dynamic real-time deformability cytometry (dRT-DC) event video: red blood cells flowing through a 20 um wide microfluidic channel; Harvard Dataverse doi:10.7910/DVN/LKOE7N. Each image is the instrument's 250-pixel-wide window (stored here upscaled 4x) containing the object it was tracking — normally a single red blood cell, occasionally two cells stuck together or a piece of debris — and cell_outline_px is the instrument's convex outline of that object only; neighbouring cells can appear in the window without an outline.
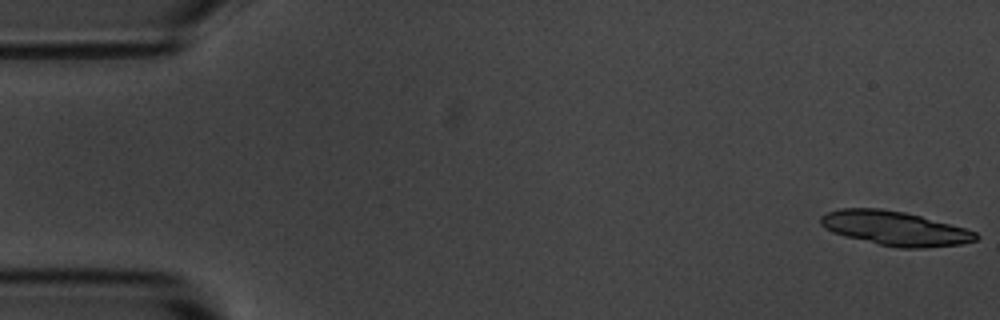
{"species": "common noctule bat (a hibernating species)", "species_latin": "Nyctalus noctula", "temperature_condition": "room temperature", "stored_images_in_passage": 56, "camera_frame_rate_fps": 3000, "um_per_image_px": 0.085, "animal": {"sex": "male", "body_mass_g": 20.1, "forearm_length_mm": 53.5}, "frame": {"image": 1, "passage_image": 1, "time_ms": 0.0, "image_size_px": [1000, 320], "cell_outline_px": [[980, 236], [976, 240], [960, 244], [924, 248], [900, 248], [880, 244], [844, 236], [832, 232], [824, 228], [820, 224], [820, 216], [828, 212], [840, 208], [880, 208], [904, 212], [920, 216], [964, 228], [976, 232]], "centroid_in_image_um": [76.03, 19.4], "position_along_channel_um": 9.0, "area_um2": 30.81}}
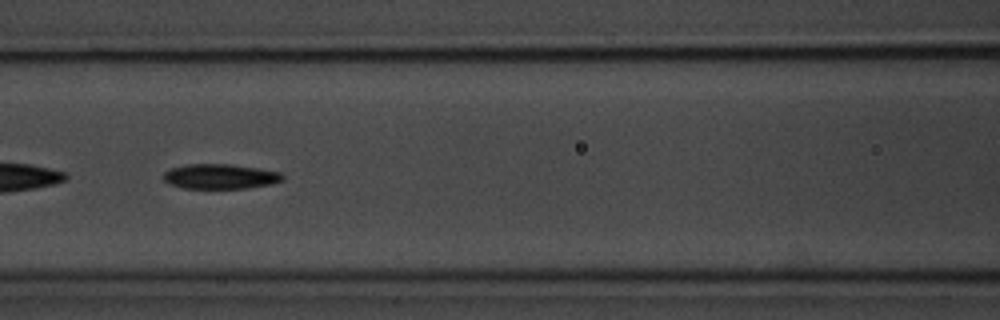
{"frame": {"image": 2, "passage_image": 24, "time_ms": 7.667, "image_size_px": [1000, 320], "cell_outline_px": [[284, 180], [272, 184], [248, 188], [184, 188], [168, 184], [164, 180], [164, 172], [172, 168], [188, 164], [232, 164], [260, 168], [280, 172], [284, 176]], "centroid_in_image_um": [18.75, 15.0], "position_along_channel_um": 147.8, "area_um2": 17.4}}
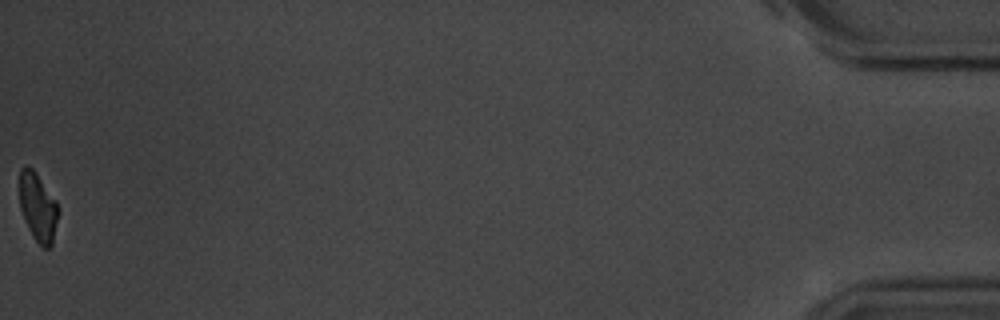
{"frame": {"image": 3, "passage_image": 56, "time_ms": 18.333, "image_size_px": [1000, 320], "cell_outline_px": [[60, 212], [52, 244], [48, 248], [44, 248], [32, 236], [28, 228], [20, 208], [20, 168], [24, 164], [28, 164], [36, 172], [56, 200], [60, 208]], "centroid_in_image_um": [3.24, 17.58], "position_along_channel_um": 432.0, "area_um2": 15.72}, "authors_computed_cell_mechanics": {"area_um2": 17.7446, "velocity_mm_per_s": 3.6025, "shape_relaxation_time_tau1_ms": 2.5345, "shape_relaxation_time_tau2_ms": 8.2324, "deformation_change_tau1": 0.1211, "deformation_change_tau2": 0.1442}}